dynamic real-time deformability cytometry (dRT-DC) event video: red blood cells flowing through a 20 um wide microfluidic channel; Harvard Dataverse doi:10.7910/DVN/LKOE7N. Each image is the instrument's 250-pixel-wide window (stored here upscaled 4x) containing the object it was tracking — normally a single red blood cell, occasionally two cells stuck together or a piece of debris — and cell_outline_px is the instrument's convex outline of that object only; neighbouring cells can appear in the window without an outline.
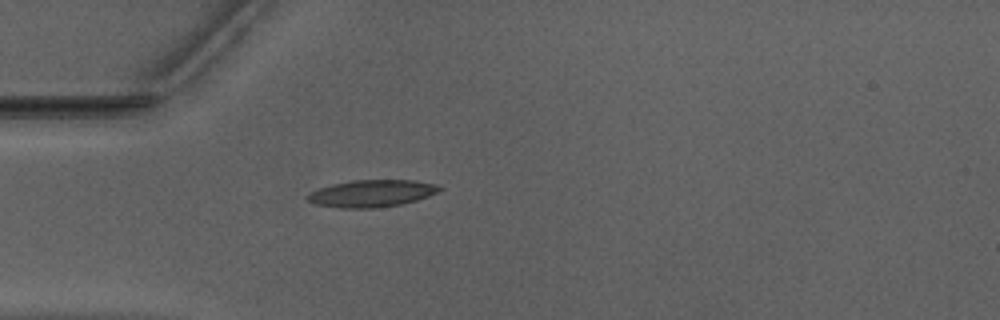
{"species": "Egyptian fruit bat (a non-hibernating species)", "species_latin": "Rousettus aegyptiacus", "temperature_condition": "warm", "stored_images_in_passage": 38, "camera_frame_rate_fps": 3000, "um_per_image_px": 0.085, "animal": {"sex": "male"}, "frame": {"image": 1, "passage_image": 1, "time_ms": 0.0, "image_size_px": [1000, 320], "cell_outline_px": [[444, 188], [440, 192], [416, 200], [400, 204], [376, 208], [340, 208], [316, 204], [308, 200], [308, 196], [312, 192], [320, 188], [332, 184], [352, 180], [416, 180], [436, 184]], "centroid_in_image_um": [31.66, 16.43], "position_along_channel_um": 53.3, "area_um2": 20.75}}
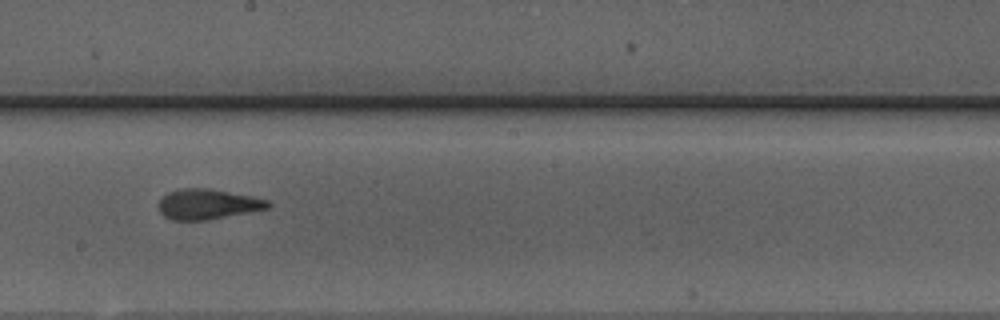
{"frame": {"image": 2, "passage_image": 15, "time_ms": 4.667, "image_size_px": [1000, 320], "cell_outline_px": [[272, 204], [268, 208], [208, 220], [172, 220], [164, 216], [160, 212], [156, 204], [168, 192], [180, 188], [208, 188], [252, 196], [268, 200]], "centroid_in_image_um": [17.62, 17.35], "position_along_channel_um": 230.6, "area_um2": 19.31}}
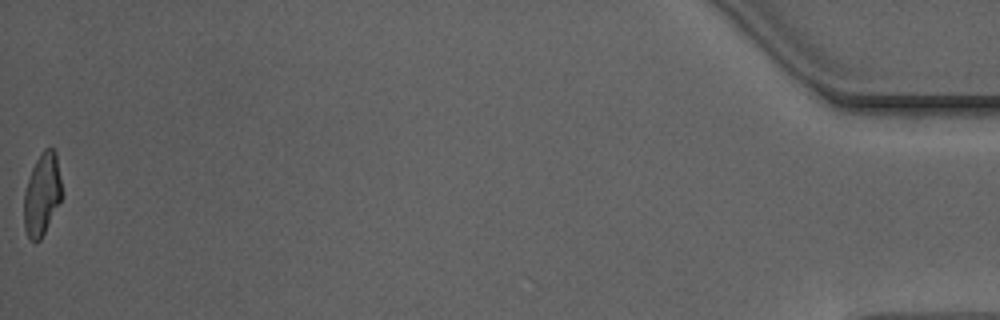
{"frame": {"image": 3, "passage_image": 38, "time_ms": 12.333, "image_size_px": [1000, 320], "cell_outline_px": [[60, 200], [40, 240], [32, 240], [28, 236], [24, 228], [24, 192], [28, 176], [36, 160], [44, 148], [52, 148], [56, 152], [60, 180]], "centroid_in_image_um": [3.53, 16.48], "position_along_channel_um": 431.7, "area_um2": 17.63}}